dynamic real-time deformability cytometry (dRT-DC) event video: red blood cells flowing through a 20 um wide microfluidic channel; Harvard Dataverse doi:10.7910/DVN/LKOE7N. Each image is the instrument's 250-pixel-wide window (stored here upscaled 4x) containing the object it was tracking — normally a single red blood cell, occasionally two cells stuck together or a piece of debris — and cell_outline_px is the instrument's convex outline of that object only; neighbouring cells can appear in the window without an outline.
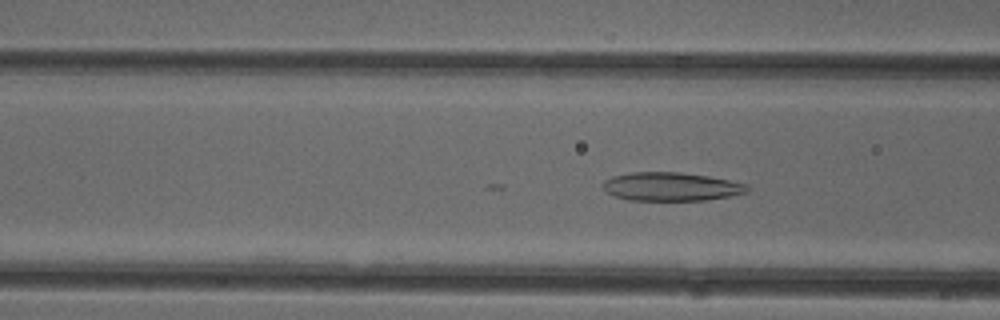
{"species": "common noctule bat (a hibernating species)", "species_latin": "Nyctalus noctula", "temperature_condition": "cold", "stored_images_in_passage": 19, "camera_frame_rate_fps": 3000, "um_per_image_px": 0.085, "animal": {"sex": "female"}, "frame": {"image": 1, "passage_image": 19, "time_ms": 6.0, "image_size_px": [1000, 320], "cell_outline_px": [[752, 188], [748, 192], [728, 196], [704, 200], [628, 200], [616, 196], [608, 192], [604, 188], [604, 180], [612, 176], [632, 172], [680, 172], [708, 176], [748, 184]], "centroid_in_image_um": [57.08, 15.86], "position_along_channel_um": 109.5, "area_um2": 23.87}}